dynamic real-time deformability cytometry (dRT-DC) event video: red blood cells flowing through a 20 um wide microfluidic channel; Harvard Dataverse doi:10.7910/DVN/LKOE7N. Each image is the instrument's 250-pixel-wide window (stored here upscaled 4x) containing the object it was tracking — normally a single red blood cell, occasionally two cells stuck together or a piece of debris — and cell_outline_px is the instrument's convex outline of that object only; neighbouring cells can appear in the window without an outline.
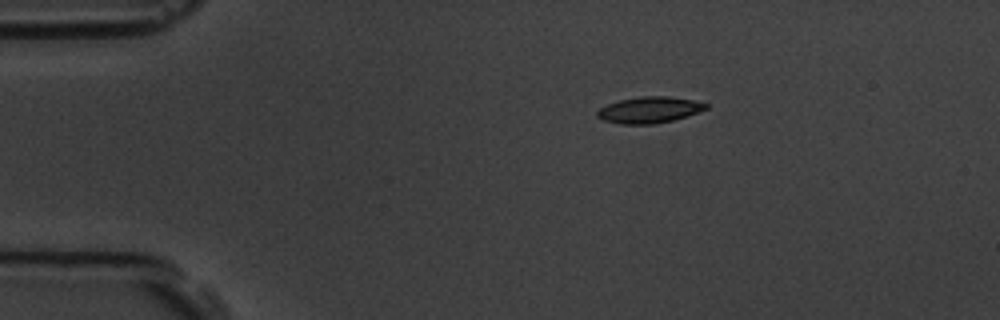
{"species": "common noctule bat (a hibernating species)", "species_latin": "Nyctalus noctula", "temperature_condition": "room temperature", "stored_images_in_passage": 5, "camera_frame_rate_fps": 3000, "um_per_image_px": 0.085, "animal": {"sex": "male", "body_mass_g": 19.5, "forearm_length_mm": 54.6}, "frame": {"image": 1, "passage_image": 1, "time_ms": 0.0, "image_size_px": [1000, 320], "cell_outline_px": [[708, 108], [672, 120], [652, 124], [620, 124], [604, 120], [596, 116], [596, 112], [600, 108], [608, 104], [620, 100], [640, 96], [668, 96], [692, 100], [708, 104]], "centroid_in_image_um": [55.15, 9.33], "position_along_channel_um": 29.8, "area_um2": 16.36}}
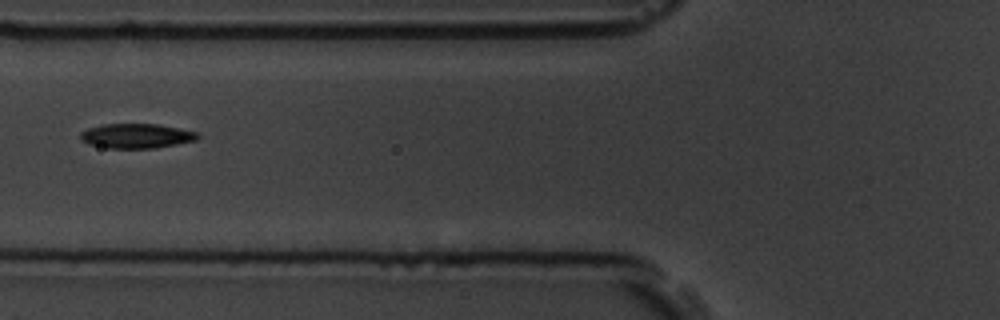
{"frame": {"image": 2, "passage_image": 4, "time_ms": 3.667, "image_size_px": [1000, 320], "cell_outline_px": [[200, 136], [196, 140], [156, 148], [108, 148], [88, 144], [80, 140], [80, 132], [88, 128], [104, 124], [156, 124], [180, 128], [196, 132]], "centroid_in_image_um": [11.57, 11.55], "position_along_channel_um": 114.2, "area_um2": 16.82}}
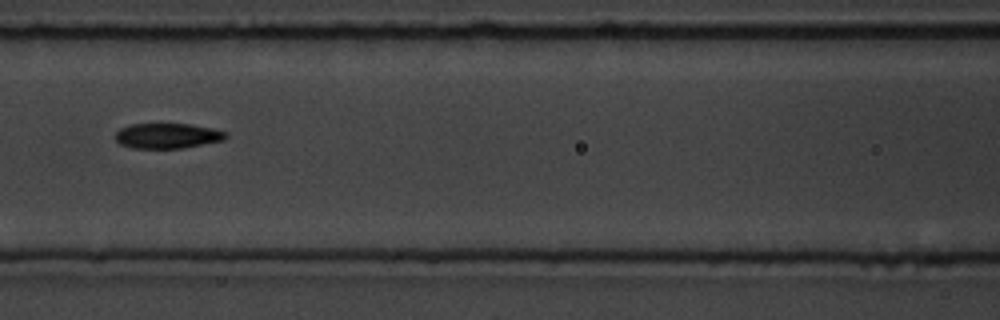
{"frame": {"image": 3, "passage_image": 5, "time_ms": 4.667, "image_size_px": [1000, 320], "cell_outline_px": [[228, 136], [224, 140], [184, 148], [132, 148], [120, 144], [112, 136], [120, 128], [132, 124], [192, 124], [212, 128], [228, 132]], "centroid_in_image_um": [14.23, 11.54], "position_along_channel_um": 152.4, "area_um2": 16.42}}